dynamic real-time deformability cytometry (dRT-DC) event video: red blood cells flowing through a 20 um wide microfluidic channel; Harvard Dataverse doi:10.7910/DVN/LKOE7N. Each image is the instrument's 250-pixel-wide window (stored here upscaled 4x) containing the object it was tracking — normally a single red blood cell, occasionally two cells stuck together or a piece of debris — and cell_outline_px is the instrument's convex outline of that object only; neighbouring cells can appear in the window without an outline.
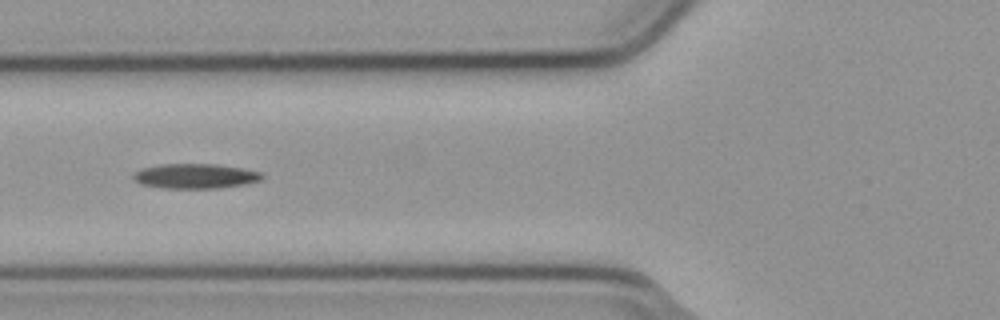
{"species": "common noctule bat (a hibernating species)", "species_latin": "Nyctalus noctula", "temperature_condition": "cold", "stored_images_in_passage": 54, "segment_of_instrument_passage": [1, 2], "camera_frame_rate_fps": 3000, "um_per_image_px": 0.085, "animal": {"sex": "male", "body_mass_g": 23.1, "forearm_length_mm": 52.7}, "frame": {"image": 1, "passage_image": 20, "time_ms": 6.333, "image_size_px": [1000, 320], "cell_outline_px": [[264, 176], [260, 180], [244, 184], [216, 188], [160, 188], [140, 184], [132, 180], [132, 176], [140, 168], [160, 164], [216, 164], [240, 168], [260, 172]], "centroid_in_image_um": [16.52, 14.97], "position_along_channel_um": 109.3, "area_um2": 18.61}}
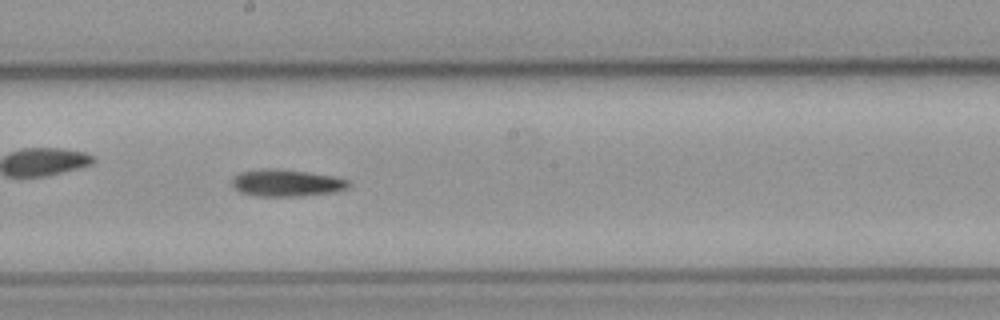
{"frame": {"image": 2, "passage_image": 29, "time_ms": 9.333, "image_size_px": [1000, 320], "cell_outline_px": [[352, 184], [348, 188], [336, 192], [300, 196], [256, 196], [240, 192], [232, 184], [232, 176], [240, 172], [264, 168], [268, 168], [308, 172], [332, 176], [348, 180]], "centroid_in_image_um": [24.36, 15.55], "position_along_channel_um": 223.8, "area_um2": 18.38}}
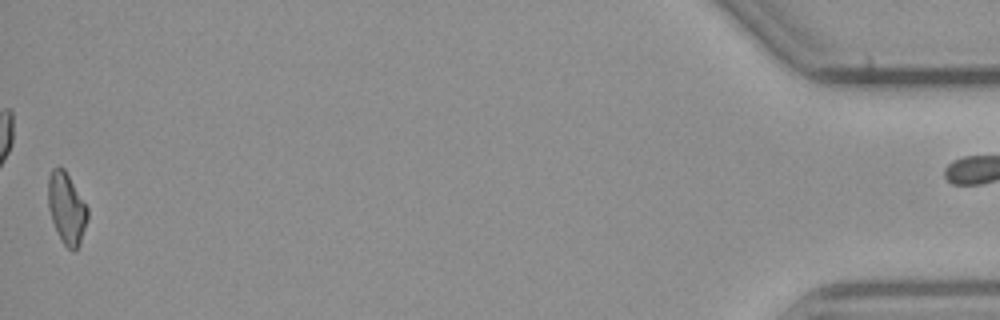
{"frame": {"image": 3, "passage_image": 53, "time_ms": 17.333, "image_size_px": [1000, 320], "cell_outline_px": [[88, 220], [80, 244], [72, 252], [60, 240], [52, 220], [48, 208], [48, 176], [52, 168], [64, 168], [88, 208]], "centroid_in_image_um": [5.66, 17.73], "position_along_channel_um": 429.5, "area_um2": 16.42}}